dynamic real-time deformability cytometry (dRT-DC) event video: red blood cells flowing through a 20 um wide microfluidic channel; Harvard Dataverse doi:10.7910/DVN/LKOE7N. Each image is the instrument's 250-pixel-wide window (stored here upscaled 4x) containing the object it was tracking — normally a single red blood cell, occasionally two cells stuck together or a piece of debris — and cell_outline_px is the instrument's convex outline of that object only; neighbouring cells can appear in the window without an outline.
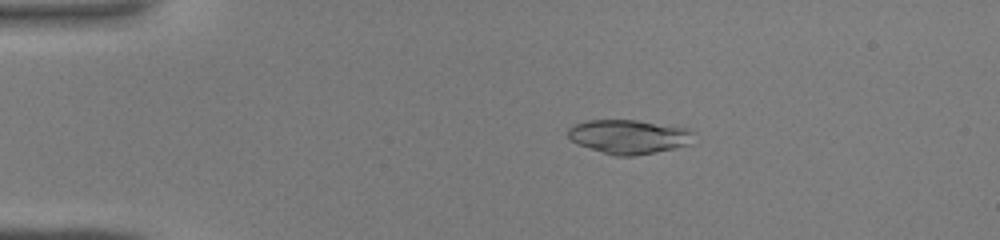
{"species": "common noctule bat (a hibernating species)", "species_latin": "Nyctalus noctula", "temperature_condition": "warm", "stored_images_in_passage": 44, "camera_frame_rate_fps": 3000, "um_per_image_px": 0.085, "animal": {"sex": "male", "body_mass_g": 19.0, "forearm_length_mm": 50.8}, "frame": {"image": 1, "passage_image": 9, "time_ms": 2.667, "image_size_px": [1000, 240], "cell_outline_px": [[696, 132], [688, 144], [676, 148], [632, 156], [616, 156], [576, 144], [568, 136], [568, 128], [572, 124], [588, 120], [636, 120], [688, 128]], "centroid_in_image_um": [53.44, 11.61], "position_along_channel_um": 31.6, "area_um2": 24.97}}
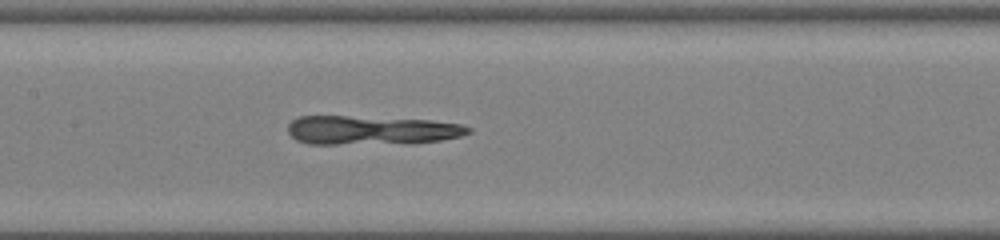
{"frame": {"image": 2, "passage_image": 22, "time_ms": 7.0, "image_size_px": [1000, 240], "cell_outline_px": [[472, 132], [460, 136], [440, 140], [412, 144], [308, 144], [296, 140], [288, 132], [288, 124], [292, 120], [300, 116], [348, 116], [432, 120], [460, 124], [472, 128]], "centroid_in_image_um": [31.58, 11.08], "position_along_channel_um": 175.8, "area_um2": 30.87}}
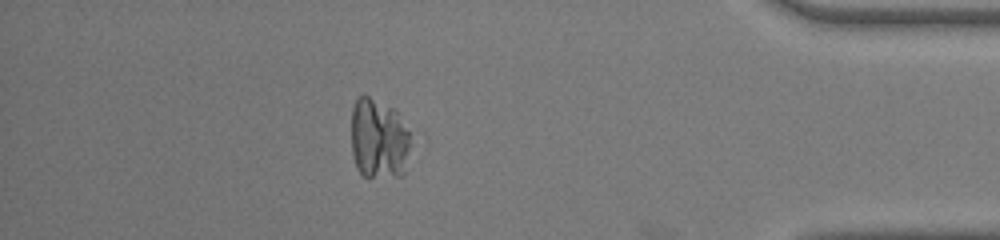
{"frame": {"image": 3, "passage_image": 39, "time_ms": 12.667, "image_size_px": [1000, 240], "cell_outline_px": [[428, 140], [404, 172], [400, 176], [364, 176], [356, 168], [352, 152], [352, 108], [356, 100], [364, 92], [396, 108], [424, 132]], "centroid_in_image_um": [32.58, 11.75], "position_along_channel_um": 402.6, "area_um2": 32.54}}